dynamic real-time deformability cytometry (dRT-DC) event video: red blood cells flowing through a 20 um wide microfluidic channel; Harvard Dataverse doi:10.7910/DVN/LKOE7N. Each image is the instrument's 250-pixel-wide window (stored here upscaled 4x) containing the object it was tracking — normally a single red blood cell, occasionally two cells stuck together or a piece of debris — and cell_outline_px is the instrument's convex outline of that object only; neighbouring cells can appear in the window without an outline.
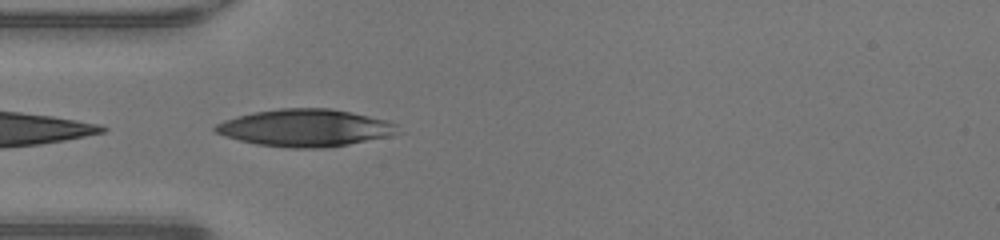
{"species": "human", "species_latin": "Homo sapiens", "temperature_condition": "warm", "stored_images_in_passage": 30, "camera_frame_rate_fps": 3000, "um_per_image_px": 0.085, "donor": {"sex": "male"}, "frame": {"image": 1, "passage_image": 1, "time_ms": 0.0, "image_size_px": [1000, 240], "cell_outline_px": [[400, 132], [392, 136], [328, 148], [288, 148], [256, 144], [224, 136], [216, 132], [212, 128], [216, 124], [224, 120], [236, 116], [252, 112], [280, 108], [332, 108], [352, 112], [388, 120], [396, 124]], "centroid_in_image_um": [25.97, 10.87], "position_along_channel_um": 59.0, "area_um2": 40.06}}
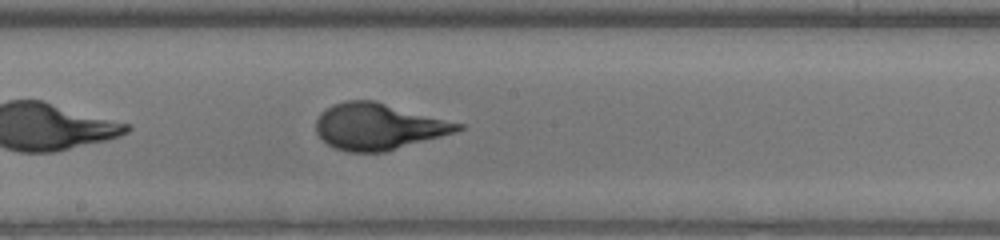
{"frame": {"image": 2, "passage_image": 12, "time_ms": 3.667, "image_size_px": [1000, 240], "cell_outline_px": [[464, 128], [456, 132], [384, 152], [348, 152], [336, 148], [328, 144], [316, 132], [316, 120], [320, 112], [332, 104], [344, 100], [372, 100], [464, 124]], "centroid_in_image_um": [32.14, 10.75], "position_along_channel_um": 216.1, "area_um2": 38.09}}
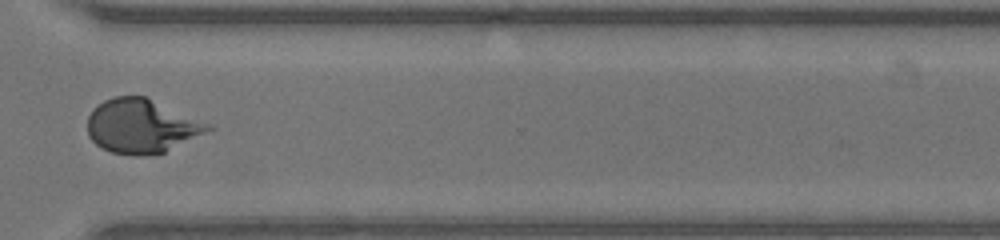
{"frame": {"image": 3, "passage_image": 22, "time_ms": 7.0, "image_size_px": [1000, 240], "cell_outline_px": [[216, 128], [164, 152], [140, 156], [136, 156], [112, 152], [100, 148], [88, 136], [88, 116], [92, 108], [104, 100], [112, 96], [144, 96], [212, 124]], "centroid_in_image_um": [12.02, 10.71], "position_along_channel_um": 358.6, "area_um2": 38.03}, "authors_computed_cell_mechanics": {"area_um2": 37.9457, "velocity_mm_per_s": 4.2988, "shape_relaxation_time_tau1_ms": 5.341, "shape_relaxation_time_tau2_ms": null, "deformation_change_tau1": 0.2971, "deformation_change_tau2": null}}